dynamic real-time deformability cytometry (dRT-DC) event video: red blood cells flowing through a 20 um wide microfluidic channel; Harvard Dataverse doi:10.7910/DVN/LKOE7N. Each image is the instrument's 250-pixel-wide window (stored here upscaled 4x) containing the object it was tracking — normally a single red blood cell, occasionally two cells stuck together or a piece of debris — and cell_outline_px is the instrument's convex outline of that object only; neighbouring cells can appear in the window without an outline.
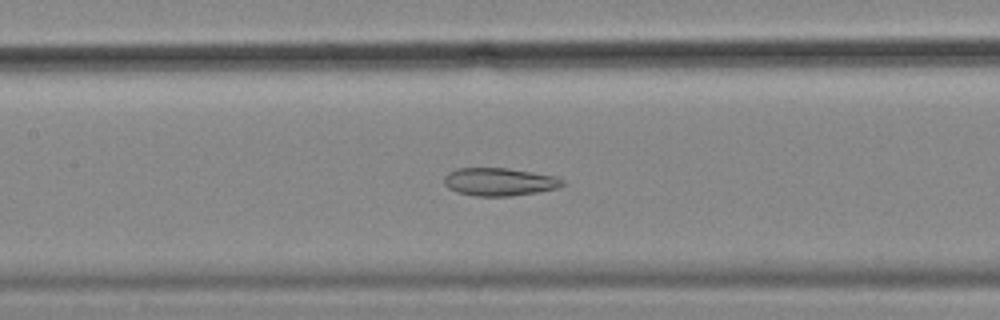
{"species": "common noctule bat (a hibernating species)", "species_latin": "Nyctalus noctula", "temperature_condition": "cold", "stored_images_in_passage": 56, "camera_frame_rate_fps": 3000, "um_per_image_px": 0.085, "animal": {"sex": "female", "body_mass_g": 18.4}, "frame": {"image": 1, "passage_image": 26, "time_ms": 8.333, "image_size_px": [1000, 320], "cell_outline_px": [[564, 184], [556, 188], [536, 192], [512, 196], [472, 196], [456, 192], [448, 188], [444, 184], [444, 176], [448, 172], [456, 168], [508, 168], [556, 176], [564, 180]], "centroid_in_image_um": [42.4, 15.45], "position_along_channel_um": 165.0, "area_um2": 19.36}}
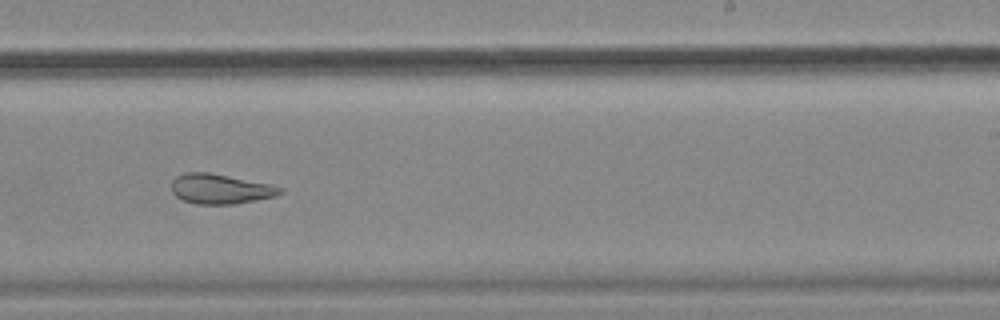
{"frame": {"image": 2, "passage_image": 35, "time_ms": 11.333, "image_size_px": [1000, 320], "cell_outline_px": [[284, 192], [276, 196], [256, 200], [232, 204], [196, 204], [184, 200], [176, 196], [172, 192], [172, 180], [176, 176], [184, 172], [208, 172], [272, 184], [284, 188]], "centroid_in_image_um": [18.75, 16.05], "position_along_channel_um": 270.2, "area_um2": 19.02}}
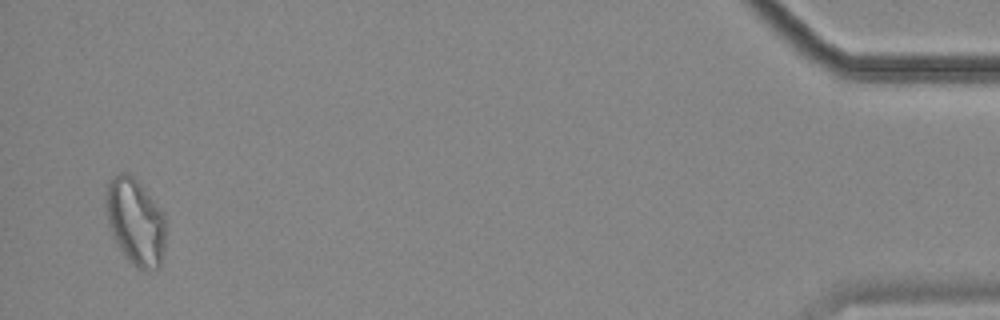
{"frame": {"image": 3, "passage_image": 55, "time_ms": 18.0, "image_size_px": [1000, 320], "cell_outline_px": [[164, 248], [160, 268], [144, 272], [136, 268], [128, 260], [116, 244], [112, 236], [108, 224], [104, 200], [104, 192], [108, 184], [120, 172], [128, 172], [140, 184], [164, 216]], "centroid_in_image_um": [11.47, 18.9], "position_along_channel_um": 423.7, "area_um2": 30.17}, "authors_computed_cell_mechanics": {"area_um2": 25.4031, "velocity_mm_per_s": 3.5243, "shape_relaxation_time_tau1_ms": null, "shape_relaxation_time_tau2_ms": 2.8266, "deformation_change_tau1": null, "deformation_change_tau2": 0.1022}}